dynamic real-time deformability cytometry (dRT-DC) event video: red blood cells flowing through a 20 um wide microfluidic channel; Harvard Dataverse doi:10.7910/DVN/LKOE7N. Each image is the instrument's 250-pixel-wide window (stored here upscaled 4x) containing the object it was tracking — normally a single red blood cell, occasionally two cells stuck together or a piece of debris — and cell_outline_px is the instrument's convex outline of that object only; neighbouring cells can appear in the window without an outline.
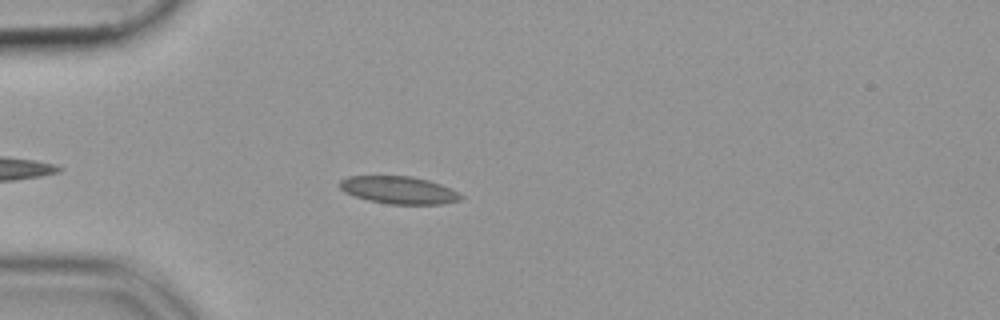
{"species": "common noctule bat (a hibernating species)", "species_latin": "Nyctalus noctula", "temperature_condition": "cold", "stored_images_in_passage": 42, "camera_frame_rate_fps": 3000, "um_per_image_px": 0.085, "animal": {"sex": "female", "body_mass_g": 19.9}, "frame": {"image": 1, "passage_image": 7, "time_ms": 2.0, "image_size_px": [1000, 320], "cell_outline_px": [[464, 196], [460, 200], [444, 204], [388, 204], [368, 200], [344, 192], [340, 188], [340, 180], [348, 176], [408, 176], [428, 180], [440, 184]], "centroid_in_image_um": [33.88, 16.16], "position_along_channel_um": 51.1, "area_um2": 19.25}}
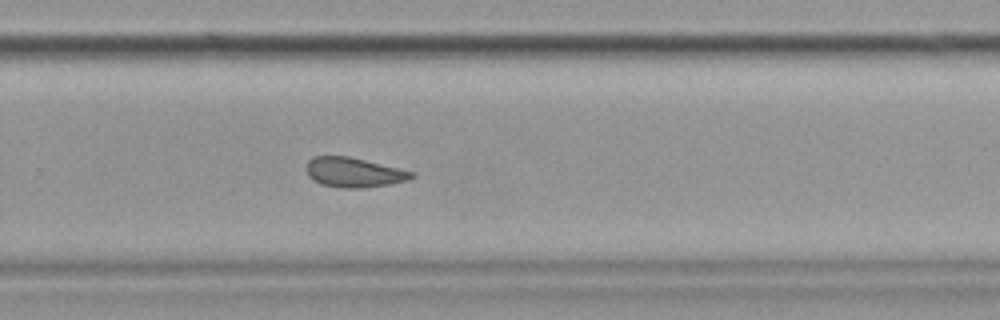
{"frame": {"image": 2, "passage_image": 28, "time_ms": 9.0, "image_size_px": [1000, 320], "cell_outline_px": [[416, 176], [408, 180], [388, 184], [364, 188], [340, 188], [320, 184], [312, 180], [308, 176], [304, 168], [308, 160], [316, 156], [348, 156], [416, 172]], "centroid_in_image_um": [30.05, 14.66], "position_along_channel_um": 299.7, "area_um2": 18.44}}
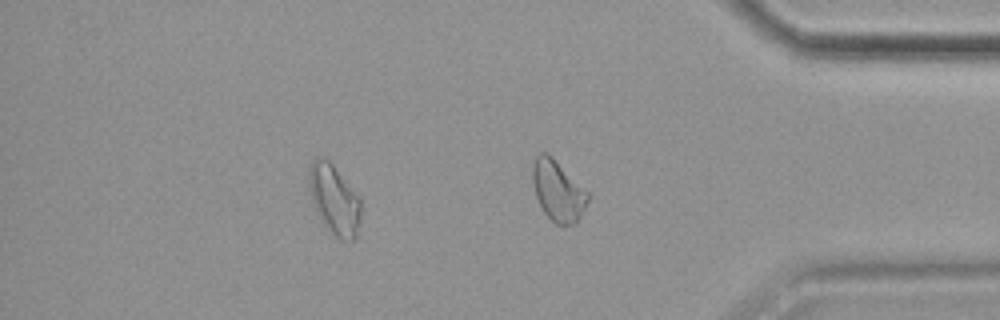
{"frame": {"image": 3, "passage_image": 36, "time_ms": 11.667, "image_size_px": [1000, 320], "cell_outline_px": [[360, 220], [356, 236], [352, 240], [340, 240], [324, 224], [316, 212], [312, 204], [308, 184], [308, 168], [312, 160], [316, 156], [320, 156], [328, 160], [332, 164], [360, 196]], "centroid_in_image_um": [28.38, 16.92], "position_along_channel_um": 406.8, "area_um2": 21.27}}